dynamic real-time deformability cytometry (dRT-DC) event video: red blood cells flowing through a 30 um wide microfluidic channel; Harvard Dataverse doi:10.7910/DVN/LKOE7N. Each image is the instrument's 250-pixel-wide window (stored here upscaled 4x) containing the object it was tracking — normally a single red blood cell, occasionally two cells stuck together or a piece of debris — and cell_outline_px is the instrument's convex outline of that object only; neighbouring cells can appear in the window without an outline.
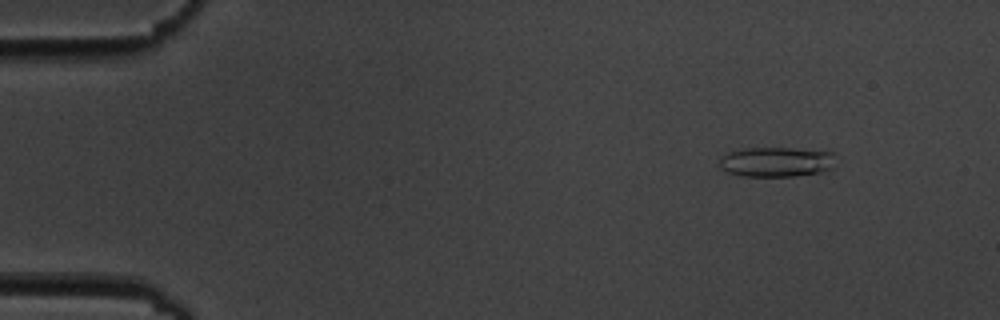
{"species": "common noctule bat (a hibernating species)", "species_latin": "Nyctalus noctula", "temperature_condition": "cold", "stored_images_in_passage": 6, "camera_frame_rate_fps": 3000, "um_per_image_px": 0.085, "animal": {"sex": "male", "body_mass_g": 19.5, "forearm_length_mm": 54.6}, "frame": {"image": 1, "passage_image": 2, "time_ms": 1.0, "image_size_px": [1000, 320], "cell_outline_px": [[832, 168], [820, 172], [796, 176], [744, 176], [728, 172], [720, 168], [720, 160], [728, 152], [744, 148], [792, 148], [832, 152]], "centroid_in_image_um": [65.95, 13.76], "position_along_channel_um": 19.0, "area_um2": 19.94}}